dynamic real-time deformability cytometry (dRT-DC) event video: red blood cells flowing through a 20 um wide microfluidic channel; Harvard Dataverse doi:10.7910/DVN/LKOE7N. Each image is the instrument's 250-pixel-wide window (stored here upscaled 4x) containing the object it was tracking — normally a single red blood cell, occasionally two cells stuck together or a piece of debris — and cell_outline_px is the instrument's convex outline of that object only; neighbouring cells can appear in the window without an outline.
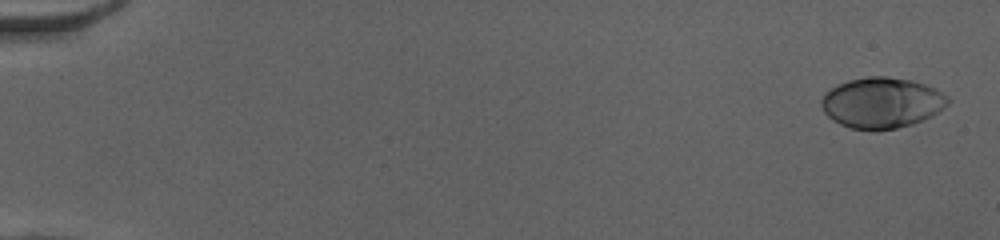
{"species": "human", "species_latin": "Homo sapiens", "temperature_condition": "cold", "stored_images_in_passage": 53, "camera_frame_rate_fps": 3000, "um_per_image_px": 0.085, "donor": {"sex": "female"}, "frame": {"image": 1, "passage_image": 2, "time_ms": 0.333, "image_size_px": [1000, 240], "cell_outline_px": [[948, 104], [944, 108], [932, 116], [924, 120], [912, 124], [896, 128], [876, 132], [872, 132], [852, 128], [840, 124], [832, 120], [824, 112], [820, 104], [820, 100], [824, 92], [848, 80], [868, 76], [888, 76], [912, 80], [924, 84], [948, 96]], "centroid_in_image_um": [74.92, 8.75], "position_along_channel_um": 10.1, "area_um2": 37.74}}
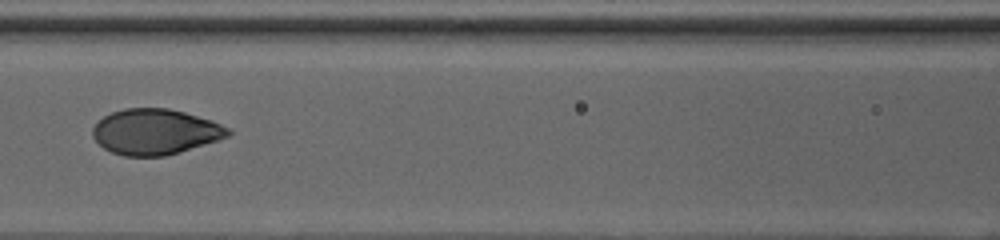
{"frame": {"image": 2, "passage_image": 26, "time_ms": 8.333, "image_size_px": [1000, 240], "cell_outline_px": [[232, 132], [228, 136], [216, 140], [164, 156], [124, 156], [112, 152], [104, 148], [92, 136], [92, 128], [104, 116], [112, 112], [124, 108], [168, 108], [184, 112], [232, 128]], "centroid_in_image_um": [13.16, 11.19], "position_along_channel_um": 153.4, "area_um2": 35.49}}
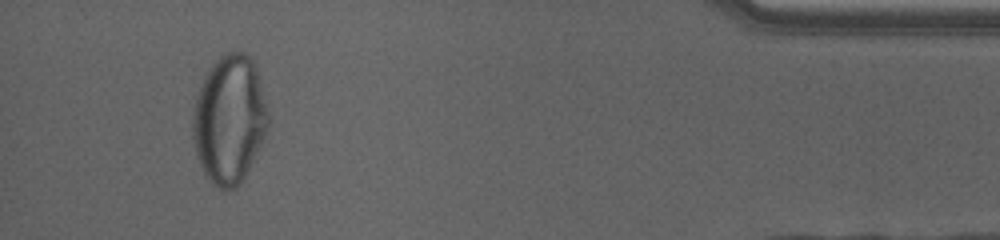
{"frame": {"image": 3, "passage_image": 50, "time_ms": 16.333, "image_size_px": [1000, 240], "cell_outline_px": [[268, 128], [240, 184], [228, 192], [212, 184], [204, 176], [196, 156], [192, 132], [192, 108], [200, 84], [204, 76], [212, 64], [220, 56], [228, 52], [244, 52], [256, 64], [268, 112]], "centroid_in_image_um": [19.46, 10.15], "position_along_channel_um": 415.7, "area_um2": 56.59}, "authors_computed_cell_mechanics": {"area_um2": 36.4718, "velocity_mm_per_s": 3.9522, "shape_relaxation_time_tau1_ms": 5.2924, "shape_relaxation_time_tau2_ms": null, "deformation_change_tau1": 0.2111, "deformation_change_tau2": null}}